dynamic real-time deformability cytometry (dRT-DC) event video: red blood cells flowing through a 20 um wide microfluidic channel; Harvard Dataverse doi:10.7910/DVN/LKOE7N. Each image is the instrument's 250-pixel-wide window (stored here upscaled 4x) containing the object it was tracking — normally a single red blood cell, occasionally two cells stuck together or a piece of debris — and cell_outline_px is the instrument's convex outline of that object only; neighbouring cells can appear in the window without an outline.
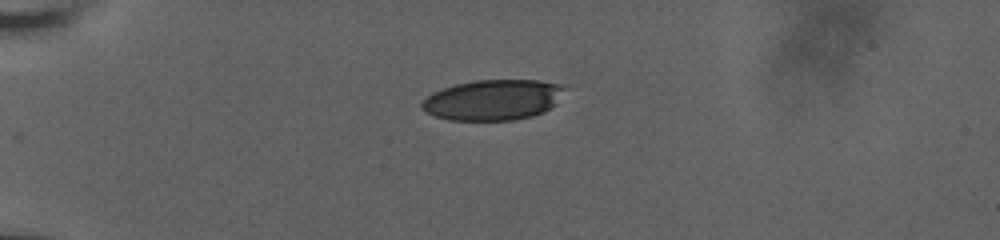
{"species": "human", "species_latin": "Homo sapiens", "temperature_condition": "room temperature", "stored_images_in_passage": 45, "camera_frame_rate_fps": 3000, "um_per_image_px": 0.085, "donor": {"sex": "male"}, "frame": {"image": 1, "passage_image": 1, "time_ms": 0.0, "image_size_px": [1000, 240], "cell_outline_px": [[568, 88], [556, 104], [544, 112], [532, 116], [512, 120], [448, 120], [424, 112], [420, 108], [420, 104], [432, 92], [456, 84], [476, 80], [540, 80], [568, 84]], "centroid_in_image_um": [41.97, 8.48], "position_along_channel_um": 43.0, "area_um2": 34.22}}
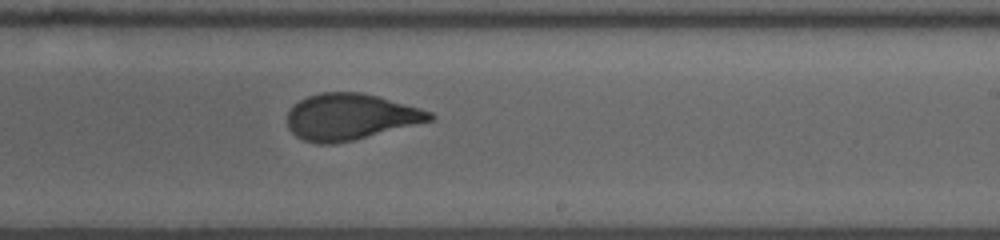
{"frame": {"image": 2, "passage_image": 23, "time_ms": 7.0, "image_size_px": [1000, 240], "cell_outline_px": [[436, 116], [432, 120], [352, 140], [332, 144], [316, 144], [304, 140], [296, 136], [288, 128], [288, 112], [300, 100], [308, 96], [320, 92], [360, 92], [376, 96], [420, 108], [432, 112]], "centroid_in_image_um": [29.75, 9.93], "position_along_channel_um": 259.2, "area_um2": 37.92}}
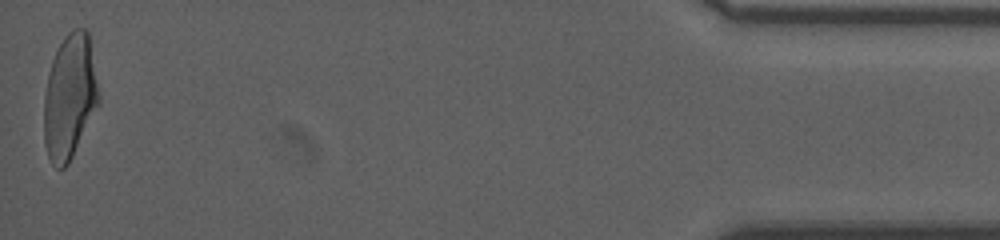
{"frame": {"image": 3, "passage_image": 45, "time_ms": 13.667, "image_size_px": [1000, 240], "cell_outline_px": [[100, 104], [68, 164], [64, 168], [56, 168], [52, 164], [48, 156], [44, 144], [44, 92], [52, 60], [64, 36], [68, 32], [76, 28], [84, 28], [88, 32], [100, 96]], "centroid_in_image_um": [5.93, 8.25], "position_along_channel_um": 429.3, "area_um2": 39.94}, "authors_computed_cell_mechanics": {"area_um2": 38.4948, "velocity_mm_per_s": 3.7858, "shape_relaxation_time_tau1_ms": 6.7704, "shape_relaxation_time_tau2_ms": 0.7717, "deformation_change_tau1": 0.2309, "deformation_change_tau2": 0.0776}}